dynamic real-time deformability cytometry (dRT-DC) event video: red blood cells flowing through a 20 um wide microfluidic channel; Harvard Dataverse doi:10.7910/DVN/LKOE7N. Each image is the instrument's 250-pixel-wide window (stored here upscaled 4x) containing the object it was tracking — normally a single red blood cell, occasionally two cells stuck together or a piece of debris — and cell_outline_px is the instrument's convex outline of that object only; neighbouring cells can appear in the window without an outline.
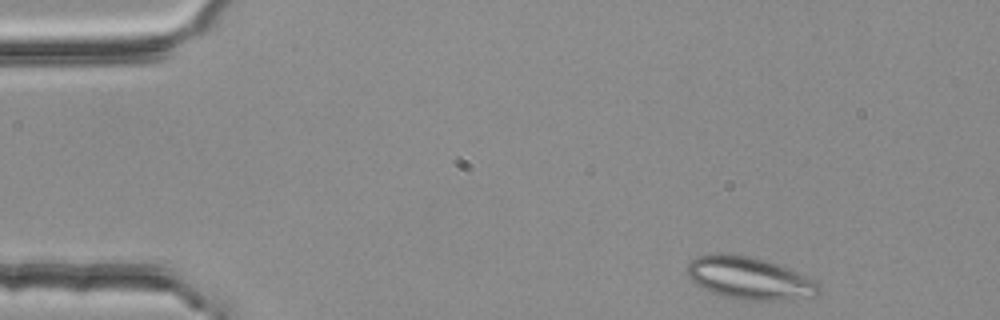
{"species": "common noctule bat (a hibernating species)", "species_latin": "Nyctalus noctula", "temperature_condition": "room temperature", "stored_images_in_passage": 46, "segment_of_instrument_passage": [1, 2], "camera_frame_rate_fps": 3000, "um_per_image_px": 0.085, "animal": {"sex": "female", "body_mass_g": 25.1}, "frame": {"image": 1, "passage_image": 1, "time_ms": 0.0, "image_size_px": [1000, 320], "cell_outline_px": [[820, 292], [816, 296], [788, 300], [748, 300], [724, 296], [700, 288], [684, 272], [684, 268], [696, 256], [712, 252], [724, 252], [748, 256], [768, 260], [816, 280], [820, 288]], "centroid_in_image_um": [63.66, 23.62], "position_along_channel_um": 21.3, "area_um2": 33.06}}